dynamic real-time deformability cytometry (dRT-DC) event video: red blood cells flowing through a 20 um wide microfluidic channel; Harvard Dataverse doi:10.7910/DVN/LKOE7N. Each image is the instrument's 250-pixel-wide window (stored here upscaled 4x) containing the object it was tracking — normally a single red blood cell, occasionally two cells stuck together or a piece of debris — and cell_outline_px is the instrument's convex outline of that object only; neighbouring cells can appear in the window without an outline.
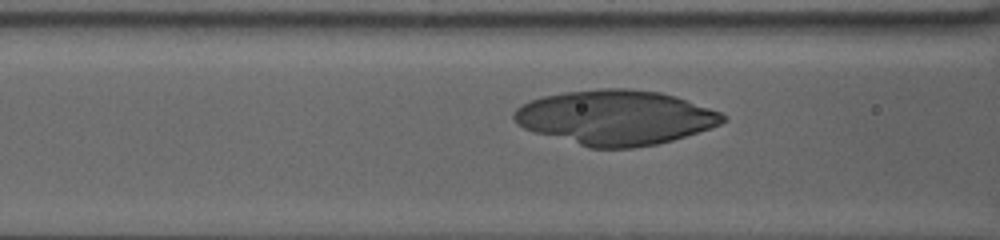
{"species": "human", "species_latin": "Homo sapiens", "temperature_condition": "warm", "stored_images_in_passage": 26, "camera_frame_rate_fps": 3000, "um_per_image_px": 0.085, "donor": {"sex": "female"}, "frame": {"image": 1, "passage_image": 23, "time_ms": 7.333, "image_size_px": [1000, 240], "cell_outline_px": [[728, 120], [720, 124], [672, 140], [656, 144], [632, 148], [588, 148], [532, 132], [524, 128], [512, 116], [512, 112], [516, 108], [528, 100], [544, 96], [564, 92], [600, 88], [628, 88], [660, 92], [676, 96], [720, 112], [728, 116]], "centroid_in_image_um": [52.28, 9.98], "position_along_channel_um": 114.3, "area_um2": 66.7}}